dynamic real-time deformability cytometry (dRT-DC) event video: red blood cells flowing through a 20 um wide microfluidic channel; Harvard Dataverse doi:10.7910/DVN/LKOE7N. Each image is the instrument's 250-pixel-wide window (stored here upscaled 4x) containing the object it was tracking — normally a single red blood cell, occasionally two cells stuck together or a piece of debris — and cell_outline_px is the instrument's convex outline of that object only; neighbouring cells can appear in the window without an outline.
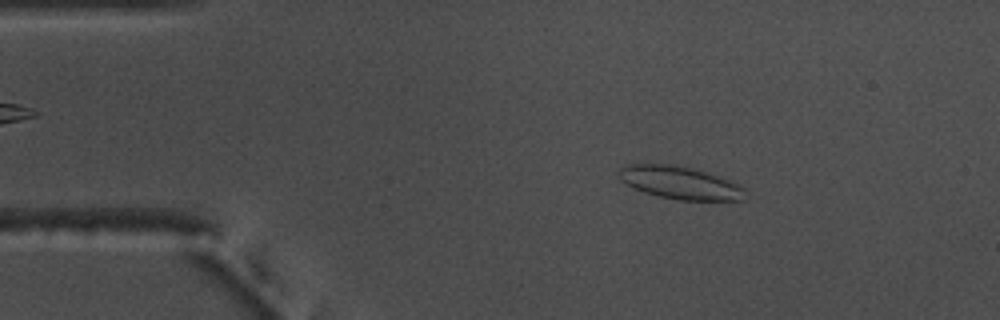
{"species": "common noctule bat (a hibernating species)", "species_latin": "Nyctalus noctula", "temperature_condition": "warm", "stored_images_in_passage": 51, "camera_frame_rate_fps": 3000, "um_per_image_px": 0.085, "animal": {"sex": "male", "body_mass_g": 17.5, "forearm_length_mm": 52.3}, "frame": {"image": 1, "passage_image": 5, "time_ms": 1.333, "image_size_px": [1000, 320], "cell_outline_px": [[744, 200], [676, 200], [644, 192], [620, 180], [620, 168], [624, 164], [672, 164], [692, 168], [728, 180], [744, 188]], "centroid_in_image_um": [57.77, 15.53], "position_along_channel_um": 27.2, "area_um2": 23.64}}
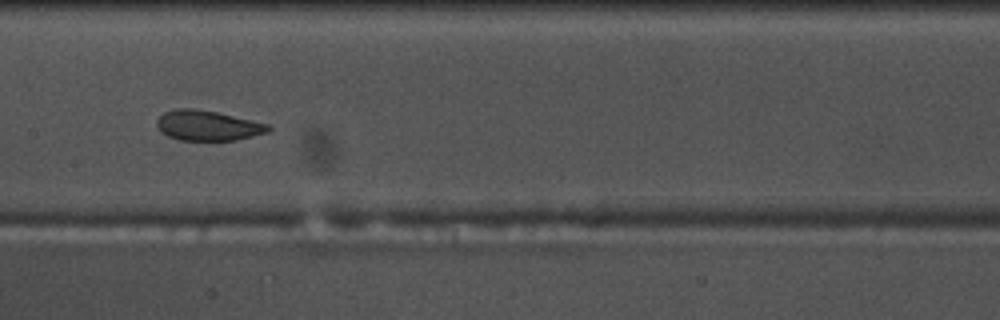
{"frame": {"image": 2, "passage_image": 23, "time_ms": 7.333, "image_size_px": [1000, 320], "cell_outline_px": [[272, 128], [268, 132], [236, 140], [180, 140], [168, 136], [156, 124], [156, 120], [164, 112], [176, 108], [196, 108], [216, 112], [268, 124]], "centroid_in_image_um": [17.65, 10.66], "position_along_channel_um": 189.7, "area_um2": 19.36}}
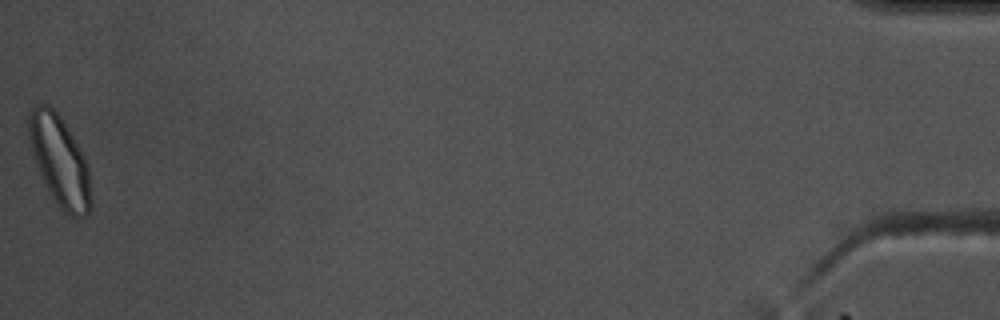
{"frame": {"image": 3, "passage_image": 51, "time_ms": 16.667, "image_size_px": [1000, 320], "cell_outline_px": [[92, 208], [88, 216], [68, 216], [56, 204], [40, 176], [28, 136], [28, 112], [36, 104], [48, 104], [60, 116], [68, 128], [80, 148], [84, 156], [88, 168], [92, 200]], "centroid_in_image_um": [5.08, 13.7], "position_along_channel_um": 430.1, "area_um2": 32.83}, "authors_computed_cell_mechanics": {"area_um2": 21.1548, "velocity_mm_per_s": 3.6766, "shape_relaxation_time_tau1_ms": 4.3852, "shape_relaxation_time_tau2_ms": 1.397, "deformation_change_tau1": 0.1054, "deformation_change_tau2": 0.0479}}